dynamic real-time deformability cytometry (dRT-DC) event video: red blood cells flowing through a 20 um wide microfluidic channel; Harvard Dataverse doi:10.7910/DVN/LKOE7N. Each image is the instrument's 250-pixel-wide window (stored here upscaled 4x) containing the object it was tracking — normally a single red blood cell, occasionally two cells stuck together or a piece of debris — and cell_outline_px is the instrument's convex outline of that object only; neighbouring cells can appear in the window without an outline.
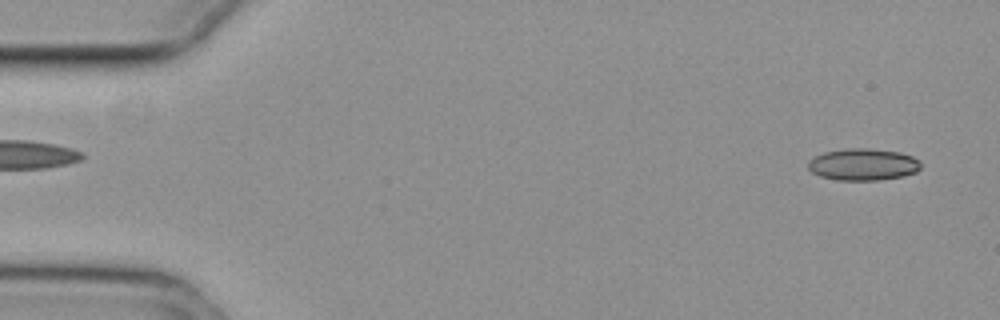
{"species": "common noctule bat (a hibernating species)", "species_latin": "Nyctalus noctula", "temperature_condition": "cold", "stored_images_in_passage": 54, "camera_frame_rate_fps": 3000, "um_per_image_px": 0.085, "animal": {"sex": "female", "body_mass_g": 29.2, "forearm_length_mm": 56.3}, "frame": {"image": 1, "passage_image": 2, "time_ms": 0.333, "image_size_px": [1000, 320], "cell_outline_px": [[920, 168], [916, 172], [904, 176], [880, 180], [836, 180], [820, 176], [812, 172], [808, 168], [808, 160], [824, 152], [848, 148], [868, 148], [900, 152], [912, 156], [920, 160]], "centroid_in_image_um": [73.37, 13.98], "position_along_channel_um": 11.6, "area_um2": 21.04}}
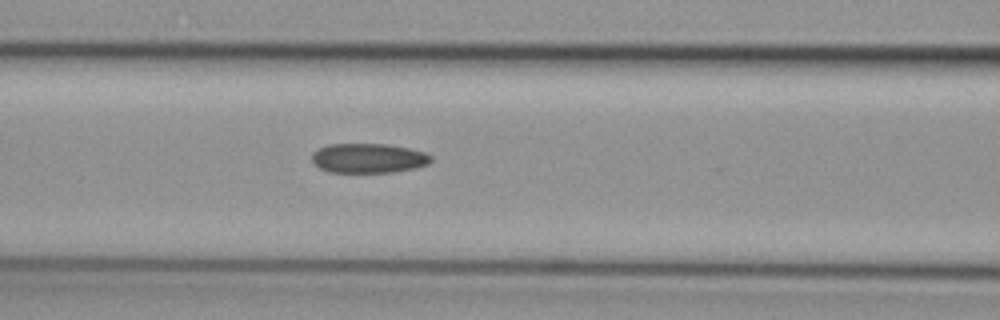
{"frame": {"image": 2, "passage_image": 22, "time_ms": 7.0, "image_size_px": [1000, 320], "cell_outline_px": [[432, 160], [428, 164], [416, 168], [392, 172], [328, 172], [320, 168], [312, 160], [312, 152], [328, 144], [388, 144], [408, 148], [424, 152], [432, 156]], "centroid_in_image_um": [31.33, 13.44], "position_along_channel_um": 135.3, "area_um2": 20.52}}
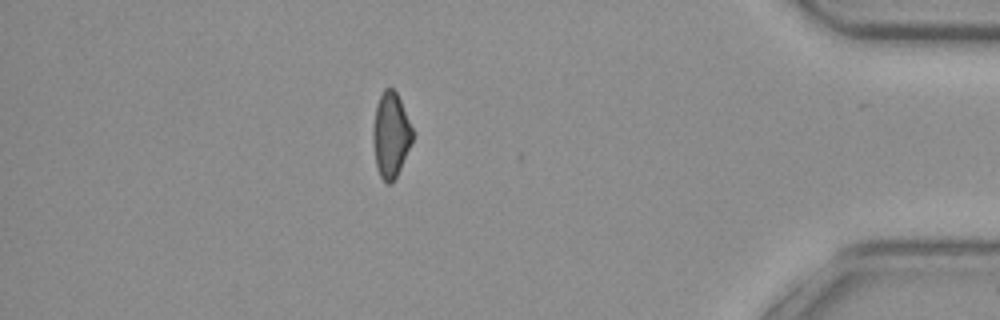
{"frame": {"image": 3, "passage_image": 47, "time_ms": 15.333, "image_size_px": [1000, 320], "cell_outline_px": [[412, 140], [400, 168], [392, 184], [388, 184], [380, 176], [376, 168], [372, 140], [372, 128], [376, 104], [384, 88], [392, 88], [396, 92], [400, 100], [412, 128]], "centroid_in_image_um": [33.18, 11.47], "position_along_channel_um": 402.0, "area_um2": 19.42}, "authors_computed_cell_mechanics": {"area_um2": 21.0681, "velocity_mm_per_s": 3.7472, "shape_relaxation_time_tau1_ms": null, "shape_relaxation_time_tau2_ms": 5.0023, "deformation_change_tau1": null, "deformation_change_tau2": 0.1271}}